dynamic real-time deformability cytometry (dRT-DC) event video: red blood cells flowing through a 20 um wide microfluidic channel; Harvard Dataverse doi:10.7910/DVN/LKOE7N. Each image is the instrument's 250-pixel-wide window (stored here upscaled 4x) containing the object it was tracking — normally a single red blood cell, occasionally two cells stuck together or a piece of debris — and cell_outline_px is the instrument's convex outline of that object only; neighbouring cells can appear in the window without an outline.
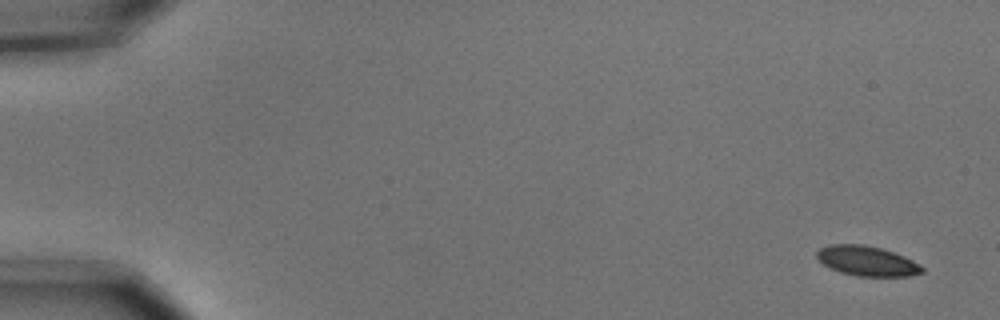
{"species": "common noctule bat (a hibernating species)", "species_latin": "Nyctalus noctula", "temperature_condition": "cold", "stored_images_in_passage": 5, "camera_frame_rate_fps": 3000, "um_per_image_px": 0.085, "animal": {"sex": "male", "body_mass_g": 15.6}, "frame": {"image": 1, "passage_image": 1, "time_ms": 0.0, "image_size_px": [1000, 320], "cell_outline_px": [[924, 272], [908, 276], [856, 276], [840, 272], [824, 264], [816, 256], [816, 252], [820, 248], [832, 244], [864, 244], [880, 248], [904, 256], [920, 264], [924, 268]], "centroid_in_image_um": [73.71, 22.18], "position_along_channel_um": 11.3, "area_um2": 18.21}}
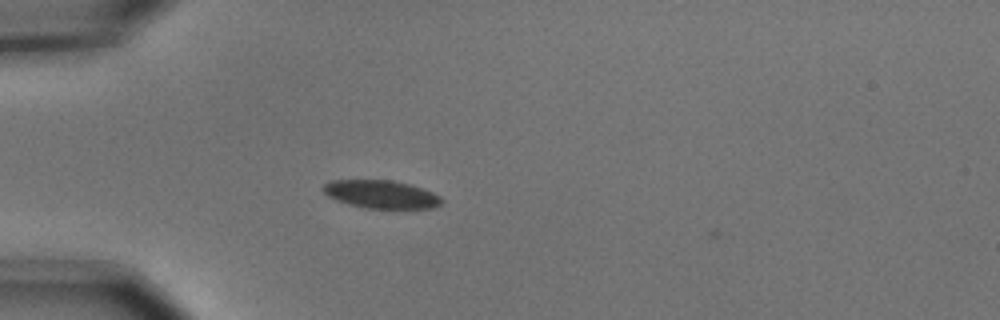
{"frame": {"image": 2, "passage_image": 5, "time_ms": 1.333, "image_size_px": [1000, 320], "cell_outline_px": [[444, 200], [440, 204], [432, 208], [364, 208], [348, 204], [336, 200], [328, 196], [320, 188], [324, 184], [332, 180], [392, 180], [408, 184], [432, 192], [440, 196]], "centroid_in_image_um": [32.36, 16.51], "position_along_channel_um": 52.6, "area_um2": 19.31}}